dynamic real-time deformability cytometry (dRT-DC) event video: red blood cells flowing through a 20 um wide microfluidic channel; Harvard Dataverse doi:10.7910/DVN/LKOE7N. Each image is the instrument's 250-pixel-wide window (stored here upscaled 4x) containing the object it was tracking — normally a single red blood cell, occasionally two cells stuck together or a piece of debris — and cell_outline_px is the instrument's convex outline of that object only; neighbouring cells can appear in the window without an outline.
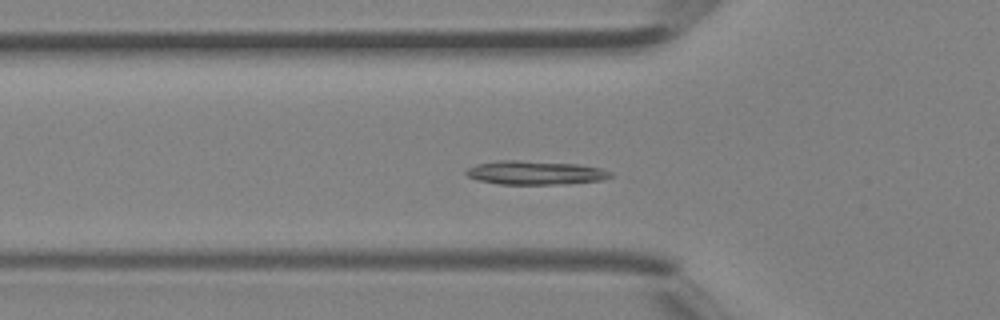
{"species": "Egyptian fruit bat (a non-hibernating species)", "species_latin": "Rousettus aegyptiacus", "temperature_condition": "room temperature", "stored_images_in_passage": 40, "camera_frame_rate_fps": 3000, "um_per_image_px": 0.085, "animal": {"sex": "female"}, "frame": {"image": 1, "passage_image": 13, "time_ms": 4.0, "image_size_px": [1000, 320], "cell_outline_px": [[612, 176], [604, 180], [564, 184], [500, 184], [480, 180], [468, 176], [464, 172], [468, 168], [476, 164], [500, 160], [516, 160], [580, 164], [600, 168], [612, 172]], "centroid_in_image_um": [45.53, 14.68], "position_along_channel_um": 80.3, "area_um2": 20.0}}
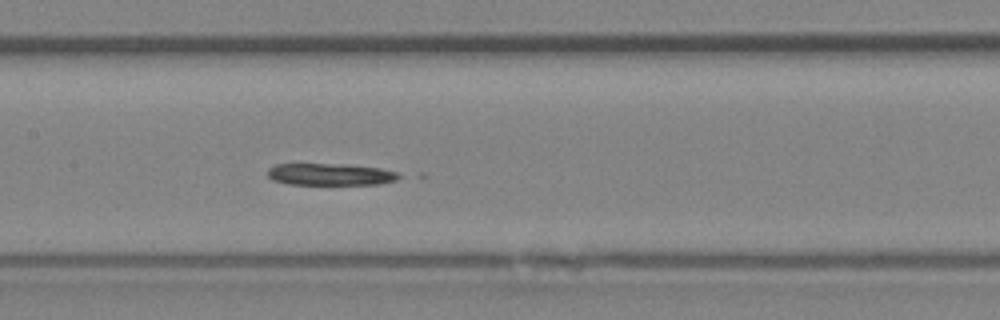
{"frame": {"image": 2, "passage_image": 19, "time_ms": 6.0, "image_size_px": [1000, 320], "cell_outline_px": [[404, 176], [396, 180], [380, 184], [288, 184], [272, 180], [268, 176], [268, 168], [276, 164], [344, 164], [380, 168], [400, 172]], "centroid_in_image_um": [28.13, 14.82], "position_along_channel_um": 179.3, "area_um2": 16.88}}
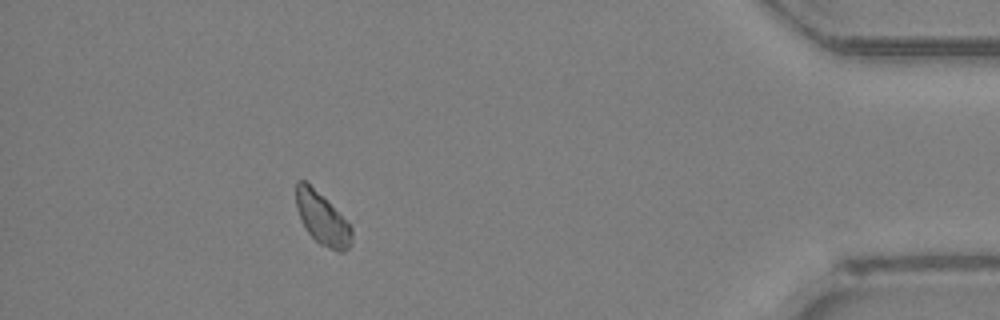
{"frame": {"image": 3, "passage_image": 36, "time_ms": 11.667, "image_size_px": [1000, 320], "cell_outline_px": [[352, 244], [344, 252], [336, 252], [320, 244], [308, 232], [300, 220], [296, 208], [296, 180], [304, 180], [352, 228]], "centroid_in_image_um": [27.36, 18.65], "position_along_channel_um": 407.8, "area_um2": 16.3}}